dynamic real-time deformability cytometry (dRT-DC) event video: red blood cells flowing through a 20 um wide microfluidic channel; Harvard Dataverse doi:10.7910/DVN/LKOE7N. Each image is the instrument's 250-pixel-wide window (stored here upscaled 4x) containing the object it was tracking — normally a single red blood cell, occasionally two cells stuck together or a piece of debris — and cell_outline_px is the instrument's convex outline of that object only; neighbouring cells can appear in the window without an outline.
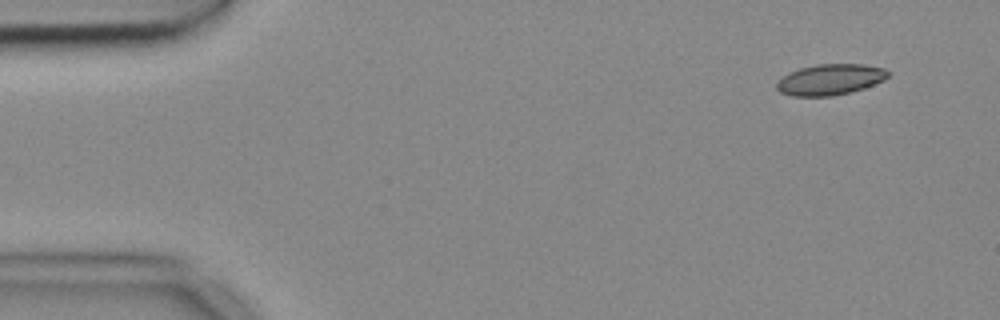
{"species": "common noctule bat (a hibernating species)", "species_latin": "Nyctalus noctula", "temperature_condition": "cold", "stored_images_in_passage": 7, "camera_frame_rate_fps": 3000, "um_per_image_px": 0.085, "animal": {"sex": "female", "body_mass_g": 18.4}, "frame": {"image": 1, "passage_image": 1, "time_ms": 0.0, "image_size_px": [1000, 320], "cell_outline_px": [[888, 76], [884, 80], [864, 88], [832, 96], [792, 96], [780, 92], [776, 88], [776, 80], [788, 72], [800, 68], [816, 64], [864, 64], [884, 68], [888, 72]], "centroid_in_image_um": [70.52, 6.75], "position_along_channel_um": 14.5, "area_um2": 20.11}}
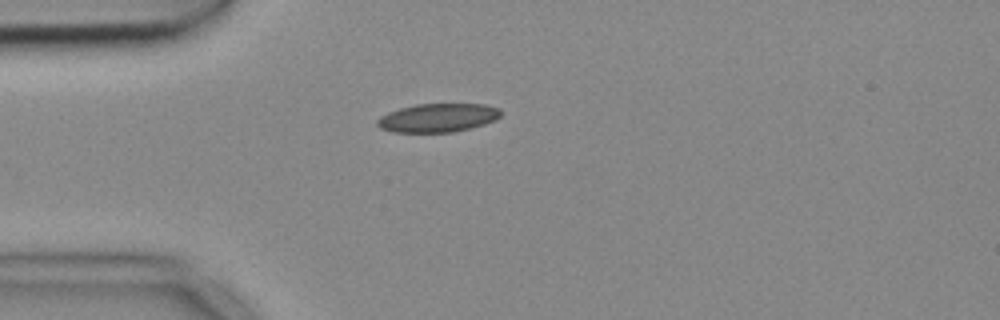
{"frame": {"image": 2, "passage_image": 3, "time_ms": 0.667, "image_size_px": [1000, 320], "cell_outline_px": [[500, 116], [496, 120], [484, 124], [452, 132], [392, 132], [380, 128], [376, 124], [376, 120], [380, 116], [388, 112], [400, 108], [416, 104], [484, 104], [500, 108]], "centroid_in_image_um": [37.19, 10.01], "position_along_channel_um": 47.8, "area_um2": 20.58}}
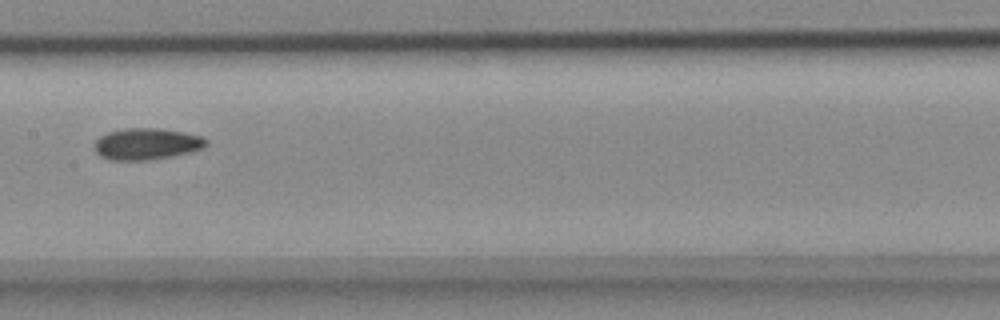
{"frame": {"image": 3, "passage_image": 7, "time_ms": 2.0, "image_size_px": [1000, 320], "cell_outline_px": [[208, 144], [204, 148], [192, 152], [172, 156], [148, 160], [112, 160], [100, 156], [96, 152], [96, 140], [100, 136], [108, 132], [124, 128], [156, 128], [184, 132], [204, 136], [208, 140]], "centroid_in_image_um": [12.52, 12.23], "position_along_channel_um": 194.9, "area_um2": 20.63}}